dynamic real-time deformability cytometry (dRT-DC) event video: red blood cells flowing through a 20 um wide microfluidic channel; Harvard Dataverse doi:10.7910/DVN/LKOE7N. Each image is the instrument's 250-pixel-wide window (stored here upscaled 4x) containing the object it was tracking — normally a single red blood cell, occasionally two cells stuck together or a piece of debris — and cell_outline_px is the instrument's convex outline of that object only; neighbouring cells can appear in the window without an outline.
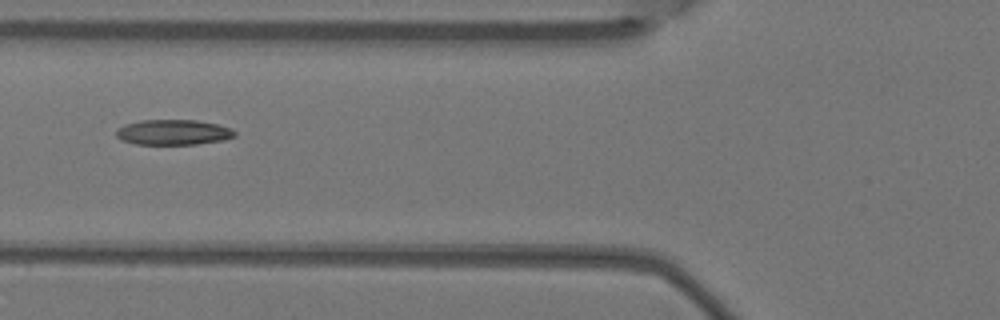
{"species": "Egyptian fruit bat (a non-hibernating species)", "species_latin": "Rousettus aegyptiacus", "temperature_condition": "warm", "stored_images_in_passage": 7, "camera_frame_rate_fps": 3000, "um_per_image_px": 0.085, "animal": {"sex": "female"}, "frame": {"image": 1, "passage_image": 7, "time_ms": 2.0, "image_size_px": [1000, 320], "cell_outline_px": [[236, 136], [224, 140], [196, 144], [136, 144], [120, 140], [116, 136], [116, 132], [124, 124], [140, 120], [196, 120], [220, 124], [236, 132]], "centroid_in_image_um": [14.73, 11.24], "position_along_channel_um": 111.1, "area_um2": 17.51}}